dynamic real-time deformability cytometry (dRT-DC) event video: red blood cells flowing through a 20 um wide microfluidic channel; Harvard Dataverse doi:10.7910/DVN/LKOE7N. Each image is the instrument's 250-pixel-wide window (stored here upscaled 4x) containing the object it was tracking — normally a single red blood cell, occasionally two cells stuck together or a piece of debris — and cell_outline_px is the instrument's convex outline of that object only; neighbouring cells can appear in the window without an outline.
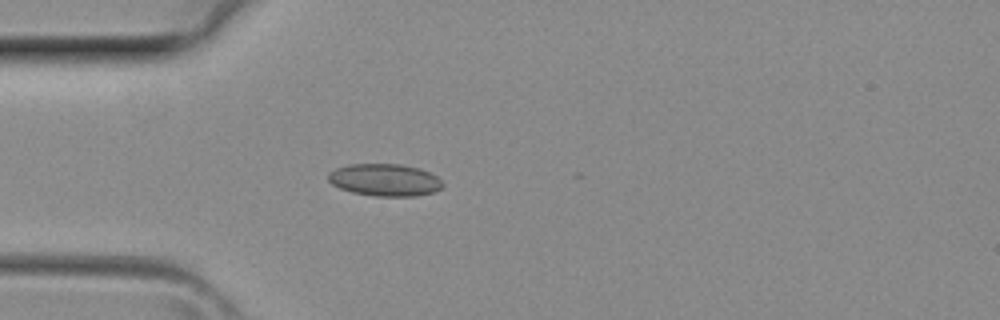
{"species": "common noctule bat (a hibernating species)", "species_latin": "Nyctalus noctula", "temperature_condition": "room temperature", "stored_images_in_passage": 16, "camera_frame_rate_fps": 3000, "um_per_image_px": 0.085, "animal": {"sex": "female", "body_mass_g": 29.2, "forearm_length_mm": 56.3}, "frame": {"image": 1, "passage_image": 6, "time_ms": 1.667, "image_size_px": [1000, 320], "cell_outline_px": [[444, 184], [440, 188], [432, 192], [416, 196], [376, 196], [352, 192], [340, 188], [332, 184], [328, 180], [328, 172], [336, 168], [348, 164], [400, 164], [420, 168], [436, 176]], "centroid_in_image_um": [32.68, 15.29], "position_along_channel_um": 52.3, "area_um2": 21.44}}
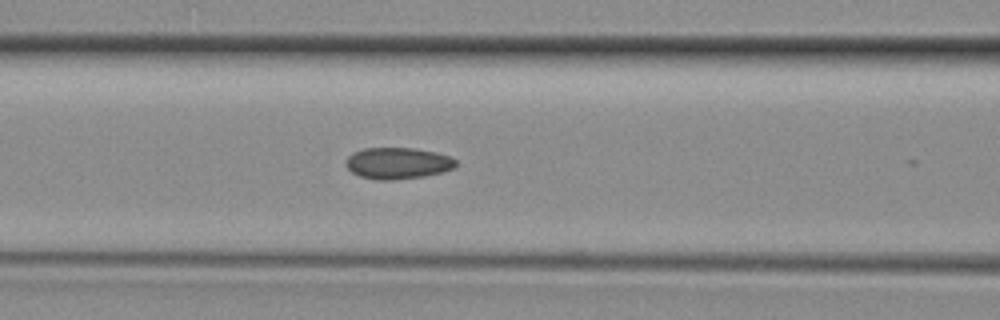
{"frame": {"image": 2, "passage_image": 11, "time_ms": 3.333, "image_size_px": [1000, 320], "cell_outline_px": [[456, 168], [424, 176], [392, 180], [376, 180], [360, 176], [352, 172], [344, 164], [344, 160], [352, 152], [364, 148], [412, 148], [436, 152], [448, 156], [456, 160]], "centroid_in_image_um": [33.77, 13.87], "position_along_channel_um": 132.8, "area_um2": 20.23}}
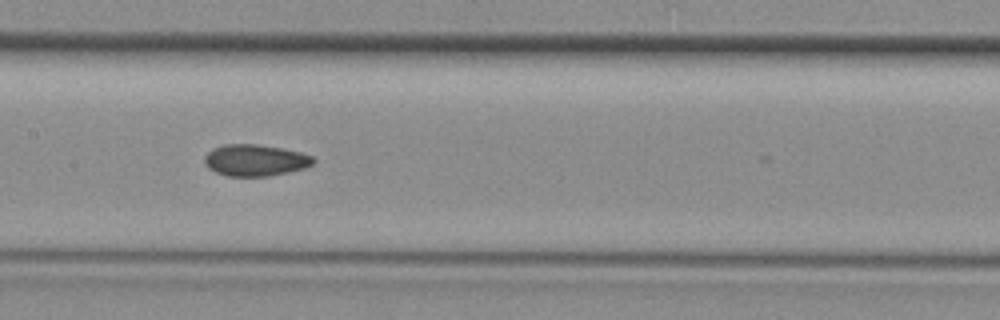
{"frame": {"image": 3, "passage_image": 14, "time_ms": 4.333, "image_size_px": [1000, 320], "cell_outline_px": [[316, 160], [312, 164], [304, 168], [288, 172], [268, 176], [228, 176], [216, 172], [208, 168], [204, 164], [204, 156], [212, 148], [224, 144], [256, 144], [280, 148], [300, 152], [312, 156]], "centroid_in_image_um": [21.66, 13.62], "position_along_channel_um": 185.7, "area_um2": 20.0}}